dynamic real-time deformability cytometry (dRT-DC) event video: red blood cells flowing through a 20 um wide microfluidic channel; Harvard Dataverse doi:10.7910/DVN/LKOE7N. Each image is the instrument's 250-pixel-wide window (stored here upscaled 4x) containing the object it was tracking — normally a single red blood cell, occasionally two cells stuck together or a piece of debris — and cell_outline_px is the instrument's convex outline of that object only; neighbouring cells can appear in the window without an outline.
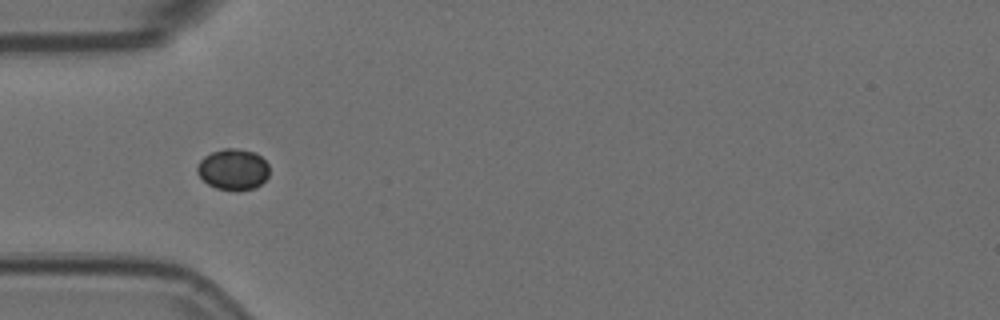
{"species": "Egyptian fruit bat (a non-hibernating species)", "species_latin": "Rousettus aegyptiacus", "temperature_condition": "room temperature", "stored_images_in_passage": 12, "camera_frame_rate_fps": 3000, "um_per_image_px": 0.085, "animal": {"sex": "female"}, "frame": {"image": 1, "passage_image": 3, "time_ms": 0.667, "image_size_px": [1000, 320], "cell_outline_px": [[268, 176], [260, 184], [252, 188], [216, 188], [208, 184], [196, 172], [196, 168], [200, 160], [204, 156], [212, 152], [224, 148], [232, 148], [256, 152], [268, 164]], "centroid_in_image_um": [19.79, 14.35], "position_along_channel_um": 65.2, "area_um2": 16.76}}
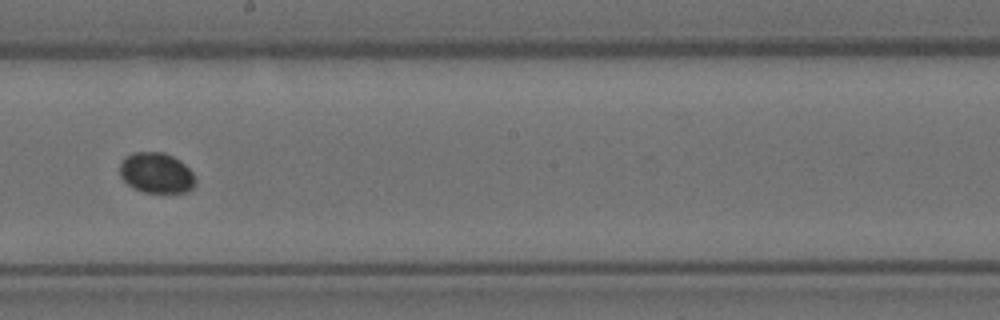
{"frame": {"image": 2, "passage_image": 7, "time_ms": 2.0, "image_size_px": [1000, 320], "cell_outline_px": [[196, 184], [188, 192], [144, 192], [128, 184], [120, 176], [120, 164], [124, 156], [132, 152], [164, 152], [180, 160], [192, 172], [196, 180]], "centroid_in_image_um": [13.29, 14.68], "position_along_channel_um": 234.9, "area_um2": 17.86}}
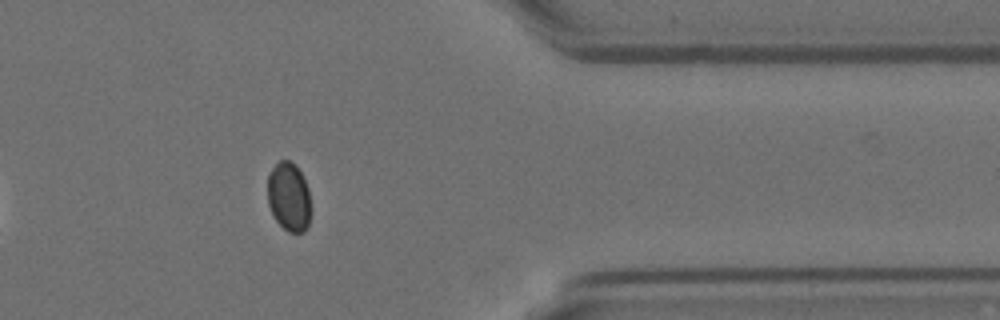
{"frame": {"image": 3, "passage_image": 11, "time_ms": 3.333, "image_size_px": [1000, 320], "cell_outline_px": [[312, 212], [308, 228], [304, 232], [288, 232], [272, 216], [268, 204], [268, 176], [272, 168], [280, 160], [288, 160], [300, 172], [308, 188], [312, 208]], "centroid_in_image_um": [24.58, 16.79], "position_along_channel_um": 386.8, "area_um2": 17.57}}